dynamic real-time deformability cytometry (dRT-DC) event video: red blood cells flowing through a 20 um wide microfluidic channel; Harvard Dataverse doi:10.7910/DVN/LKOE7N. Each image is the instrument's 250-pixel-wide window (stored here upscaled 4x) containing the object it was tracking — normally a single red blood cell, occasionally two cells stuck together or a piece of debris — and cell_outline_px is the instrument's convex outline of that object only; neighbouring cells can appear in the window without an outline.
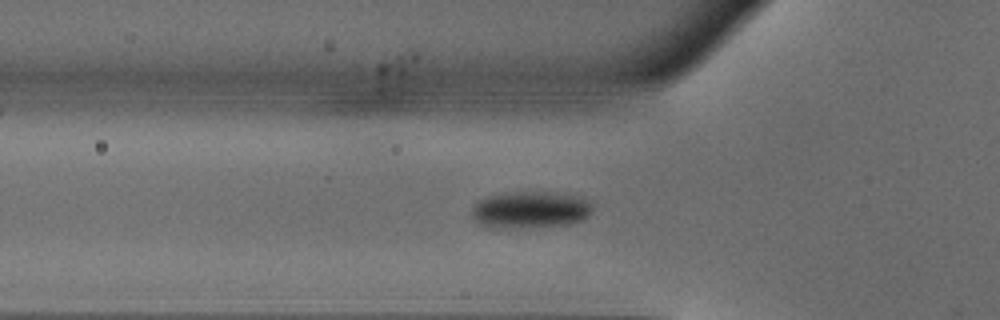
{"species": "common noctule bat (a hibernating species)", "species_latin": "Nyctalus noctula", "temperature_condition": "warm", "stored_images_in_passage": 37, "camera_frame_rate_fps": 3000, "um_per_image_px": 0.085, "animal": {"sex": "male", "body_mass_g": 18.8}, "frame": {"image": 1, "passage_image": 10, "time_ms": 3.0, "image_size_px": [1000, 320], "cell_outline_px": [[592, 212], [588, 216], [580, 220], [568, 224], [520, 228], [492, 228], [480, 224], [472, 220], [472, 208], [480, 200], [488, 196], [512, 192], [548, 192], [572, 196], [592, 200]], "centroid_in_image_um": [45.06, 17.85], "position_along_channel_um": 80.7, "area_um2": 25.89}}
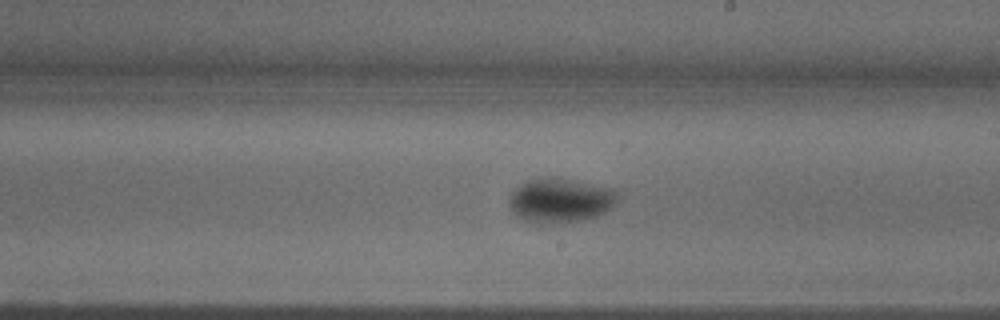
{"frame": {"image": 2, "passage_image": 22, "time_ms": 7.0, "image_size_px": [1000, 320], "cell_outline_px": [[620, 200], [612, 208], [596, 216], [564, 224], [536, 224], [524, 220], [516, 216], [512, 212], [508, 204], [508, 200], [512, 192], [520, 184], [528, 180], [544, 176], [556, 176], [612, 188], [620, 192]], "centroid_in_image_um": [47.64, 17.03], "position_along_channel_um": 241.4, "area_um2": 29.02}}
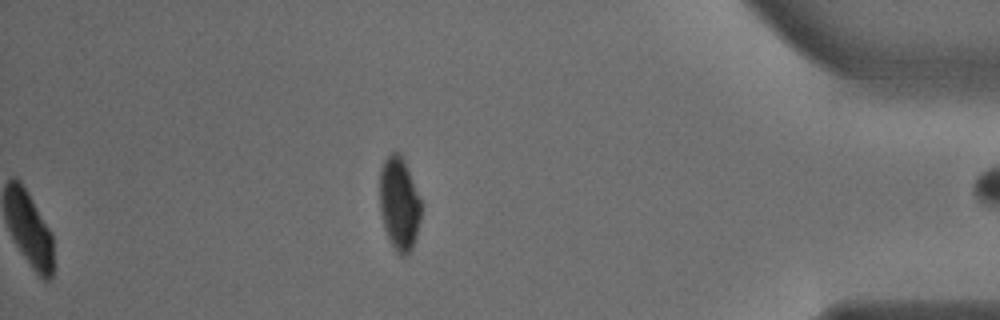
{"frame": {"image": 3, "passage_image": 37, "time_ms": 12.0, "image_size_px": [1000, 320], "cell_outline_px": [[420, 220], [416, 236], [412, 248], [404, 256], [400, 256], [396, 252], [388, 240], [384, 228], [380, 212], [380, 172], [384, 160], [392, 152], [400, 152], [404, 160], [420, 200]], "centroid_in_image_um": [33.91, 17.34], "position_along_channel_um": 401.3, "area_um2": 22.31}, "authors_computed_cell_mechanics": {"area_um2": 25.8944, "velocity_mm_per_s": 3.9985, "shape_relaxation_time_tau1_ms": 4.5135, "shape_relaxation_time_tau2_ms": null, "deformation_change_tau1": 0.1436, "deformation_change_tau2": null}}